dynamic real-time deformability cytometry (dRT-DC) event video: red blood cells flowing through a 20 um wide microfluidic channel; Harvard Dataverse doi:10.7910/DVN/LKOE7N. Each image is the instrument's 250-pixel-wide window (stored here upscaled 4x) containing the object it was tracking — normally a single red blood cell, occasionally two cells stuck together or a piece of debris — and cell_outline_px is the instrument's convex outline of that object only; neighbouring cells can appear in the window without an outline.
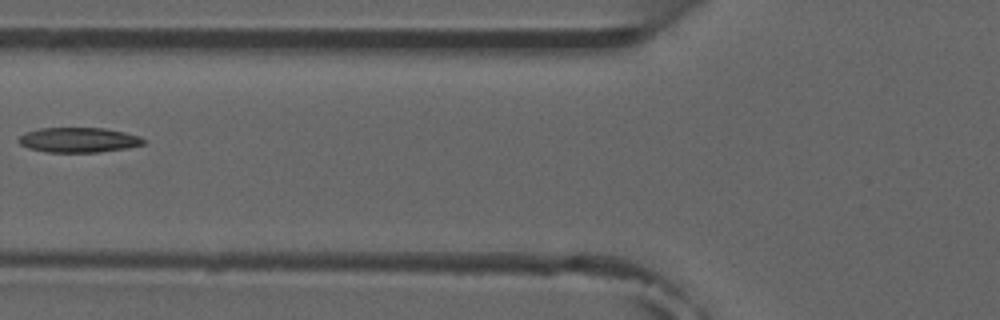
{"species": "common noctule bat (a hibernating species)", "species_latin": "Nyctalus noctula", "temperature_condition": "room temperature", "stored_images_in_passage": 7, "camera_frame_rate_fps": 3000, "um_per_image_px": 0.085, "animal": {"sex": "male", "forearm_length_mm": 52.5}, "frame": {"image": 1, "passage_image": 6, "time_ms": 6.667, "image_size_px": [1000, 320], "cell_outline_px": [[148, 140], [144, 144], [124, 148], [100, 152], [48, 152], [28, 148], [20, 144], [16, 140], [24, 132], [40, 128], [104, 128], [124, 132], [140, 136]], "centroid_in_image_um": [6.67, 11.89], "position_along_channel_um": 119.1, "area_um2": 18.21}}
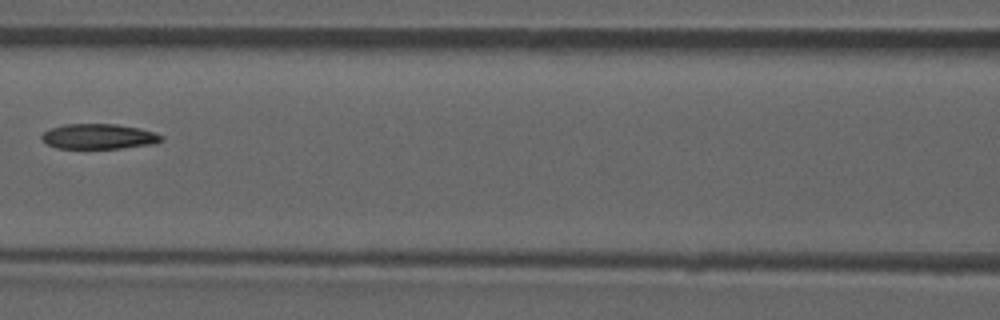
{"frame": {"image": 2, "passage_image": 7, "time_ms": 7.667, "image_size_px": [1000, 320], "cell_outline_px": [[164, 140], [156, 144], [120, 148], [56, 148], [48, 144], [40, 136], [44, 132], [52, 128], [64, 124], [116, 124], [140, 128], [156, 132], [164, 136]], "centroid_in_image_um": [8.47, 11.6], "position_along_channel_um": 158.1, "area_um2": 17.63}}